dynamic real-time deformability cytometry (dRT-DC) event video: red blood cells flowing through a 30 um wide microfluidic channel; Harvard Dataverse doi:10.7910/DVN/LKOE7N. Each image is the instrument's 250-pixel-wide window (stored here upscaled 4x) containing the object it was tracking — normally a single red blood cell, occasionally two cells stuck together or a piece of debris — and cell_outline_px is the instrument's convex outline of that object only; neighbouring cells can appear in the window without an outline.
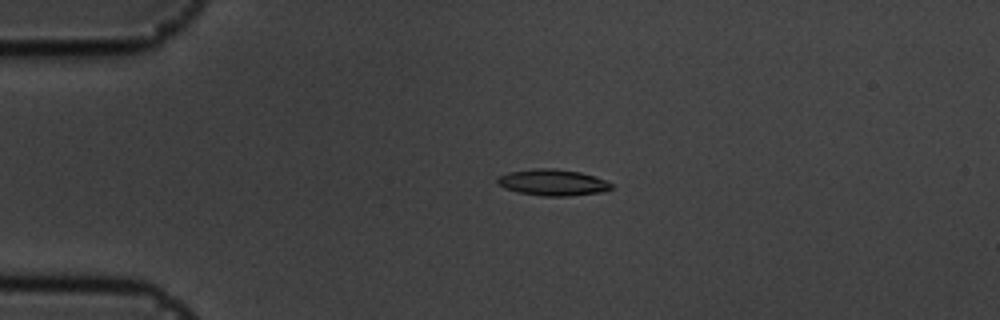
{"species": "common noctule bat (a hibernating species)", "species_latin": "Nyctalus noctula", "temperature_condition": "cold", "stored_images_in_passage": 55, "camera_frame_rate_fps": 3000, "um_per_image_px": 0.085, "animal": {"sex": "male", "body_mass_g": 19.5, "forearm_length_mm": 54.6}, "frame": {"image": 1, "passage_image": 12, "time_ms": 3.667, "image_size_px": [1000, 320], "cell_outline_px": [[612, 188], [600, 192], [568, 196], [540, 196], [520, 192], [504, 188], [496, 184], [496, 176], [508, 172], [536, 168], [552, 168], [580, 172], [604, 180], [612, 184]], "centroid_in_image_um": [46.9, 15.5], "position_along_channel_um": 38.1, "area_um2": 17.4}}
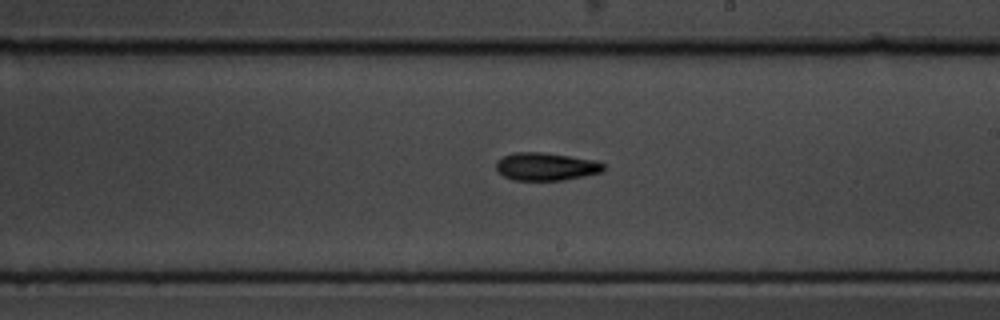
{"frame": {"image": 2, "passage_image": 32, "time_ms": 10.333, "image_size_px": [1000, 320], "cell_outline_px": [[604, 172], [564, 180], [512, 180], [504, 176], [496, 168], [496, 160], [512, 152], [544, 152], [596, 160], [604, 164]], "centroid_in_image_um": [46.42, 14.15], "position_along_channel_um": 242.6, "area_um2": 17.57}}
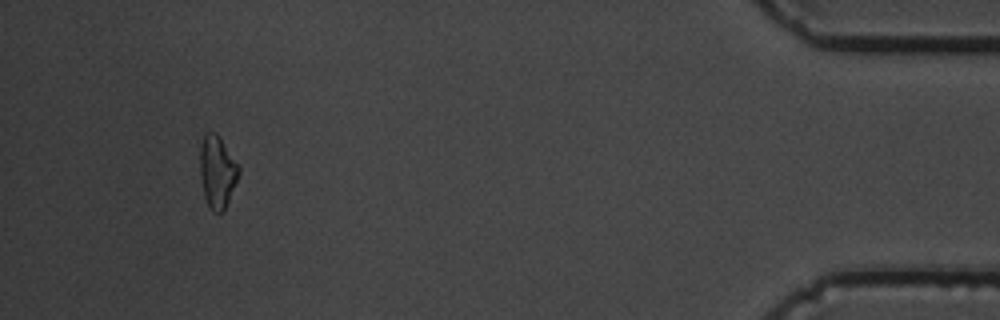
{"frame": {"image": 3, "passage_image": 52, "time_ms": 17.0, "image_size_px": [1000, 320], "cell_outline_px": [[240, 172], [228, 200], [224, 208], [220, 212], [212, 212], [204, 196], [200, 176], [200, 144], [204, 132], [216, 132], [220, 136], [240, 164]], "centroid_in_image_um": [18.47, 14.52], "position_along_channel_um": 416.7, "area_um2": 16.53}, "authors_computed_cell_mechanics": {"area_um2": 16.5886, "velocity_mm_per_s": 3.5859, "shape_relaxation_time_tau1_ms": 3.0898, "shape_relaxation_time_tau2_ms": null, "deformation_change_tau1": 0.1558, "deformation_change_tau2": null}}